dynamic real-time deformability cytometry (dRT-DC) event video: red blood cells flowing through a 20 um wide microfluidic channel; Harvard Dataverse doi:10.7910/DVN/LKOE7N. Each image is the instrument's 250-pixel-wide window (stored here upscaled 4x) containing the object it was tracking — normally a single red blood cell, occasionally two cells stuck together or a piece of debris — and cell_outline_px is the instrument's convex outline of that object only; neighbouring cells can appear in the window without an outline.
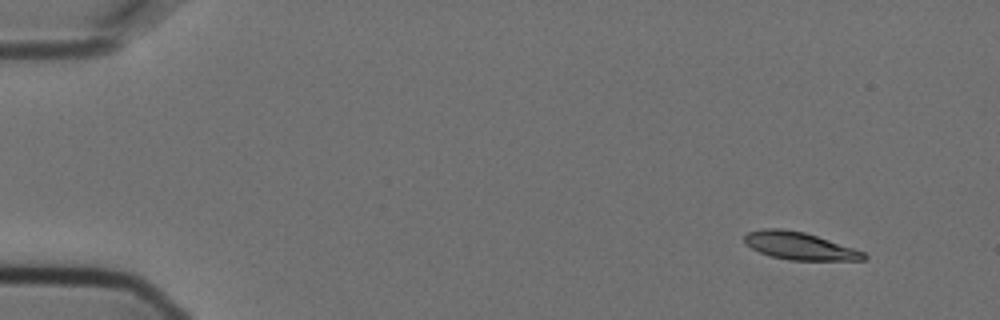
{"species": "Egyptian fruit bat (a non-hibernating species)", "species_latin": "Rousettus aegyptiacus", "temperature_condition": "cold", "stored_images_in_passage": 5, "camera_frame_rate_fps": 3000, "um_per_image_px": 0.085, "animal": {"sex": "female"}, "frame": {"image": 1, "passage_image": 1, "time_ms": 0.0, "image_size_px": [1000, 320], "cell_outline_px": [[868, 256], [864, 260], [788, 260], [772, 256], [760, 252], [744, 244], [744, 236], [748, 232], [764, 228], [780, 228], [804, 232], [864, 252]], "centroid_in_image_um": [67.92, 20.9], "position_along_channel_um": 17.1, "area_um2": 18.9}}
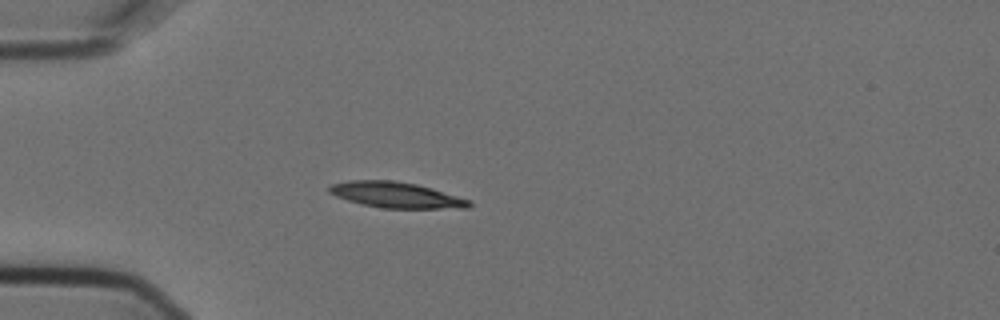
{"frame": {"image": 2, "passage_image": 4, "time_ms": 1.0, "image_size_px": [1000, 320], "cell_outline_px": [[472, 204], [468, 208], [384, 208], [360, 204], [336, 196], [328, 192], [328, 188], [332, 184], [348, 180], [392, 180], [416, 184], [432, 188], [472, 200]], "centroid_in_image_um": [33.68, 16.57], "position_along_channel_um": 51.3, "area_um2": 21.04}}